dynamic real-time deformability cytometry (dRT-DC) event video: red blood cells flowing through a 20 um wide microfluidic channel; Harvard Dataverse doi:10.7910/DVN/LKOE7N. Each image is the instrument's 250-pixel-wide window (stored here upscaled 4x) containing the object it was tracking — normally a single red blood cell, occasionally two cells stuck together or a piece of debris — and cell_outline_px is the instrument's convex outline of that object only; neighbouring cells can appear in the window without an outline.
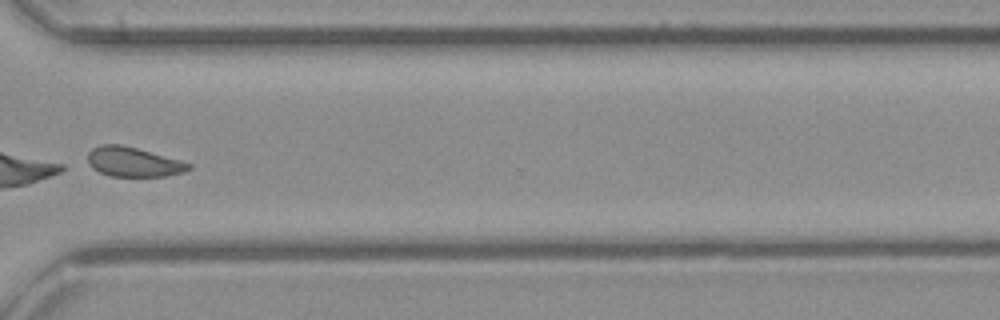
{"species": "common noctule bat (a hibernating species)", "species_latin": "Nyctalus noctula", "temperature_condition": "cold", "stored_images_in_passage": 43, "segment_of_instrument_passage": [2, 2], "camera_frame_rate_fps": 3000, "um_per_image_px": 0.085, "animal": {"sex": "female", "body_mass_g": 21.9}, "frame": {"image": 1, "passage_image": 32, "time_ms": 10.333, "image_size_px": [1000, 320], "cell_outline_px": [[192, 168], [184, 172], [168, 176], [108, 176], [92, 168], [88, 164], [88, 152], [92, 148], [100, 144], [120, 144], [136, 148], [180, 160], [192, 164]], "centroid_in_image_um": [11.32, 13.77], "position_along_channel_um": 359.3, "area_um2": 17.46}}